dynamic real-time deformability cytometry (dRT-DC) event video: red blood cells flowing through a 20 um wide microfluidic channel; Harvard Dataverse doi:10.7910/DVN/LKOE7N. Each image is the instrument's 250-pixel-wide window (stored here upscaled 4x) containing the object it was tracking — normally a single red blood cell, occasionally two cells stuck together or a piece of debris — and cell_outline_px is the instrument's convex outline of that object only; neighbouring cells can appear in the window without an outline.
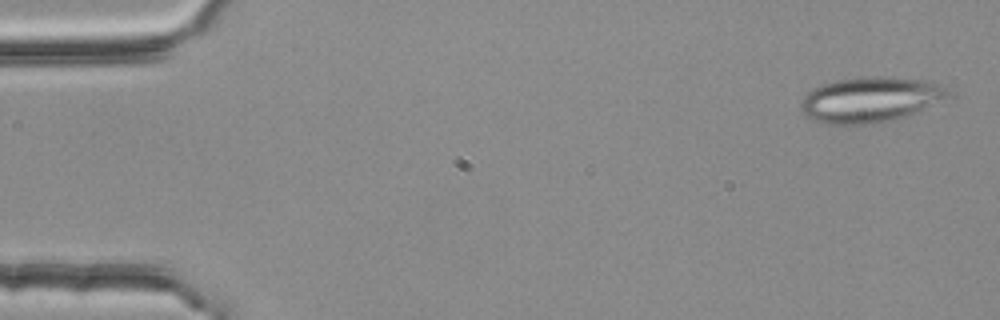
{"species": "common noctule bat (a hibernating species)", "species_latin": "Nyctalus noctula", "temperature_condition": "room temperature", "stored_images_in_passage": 4, "camera_frame_rate_fps": 3000, "um_per_image_px": 0.085, "animal": {"sex": "female", "body_mass_g": 25.1}, "frame": {"image": 1, "passage_image": 1, "time_ms": 0.0, "image_size_px": [1000, 320], "cell_outline_px": [[956, 96], [904, 116], [888, 120], [860, 124], [828, 124], [816, 120], [808, 116], [800, 108], [800, 104], [804, 96], [812, 88], [836, 80], [860, 76], [888, 76], [920, 80], [936, 84], [956, 92]], "centroid_in_image_um": [74.03, 8.44], "position_along_channel_um": 11.0, "area_um2": 38.78}}